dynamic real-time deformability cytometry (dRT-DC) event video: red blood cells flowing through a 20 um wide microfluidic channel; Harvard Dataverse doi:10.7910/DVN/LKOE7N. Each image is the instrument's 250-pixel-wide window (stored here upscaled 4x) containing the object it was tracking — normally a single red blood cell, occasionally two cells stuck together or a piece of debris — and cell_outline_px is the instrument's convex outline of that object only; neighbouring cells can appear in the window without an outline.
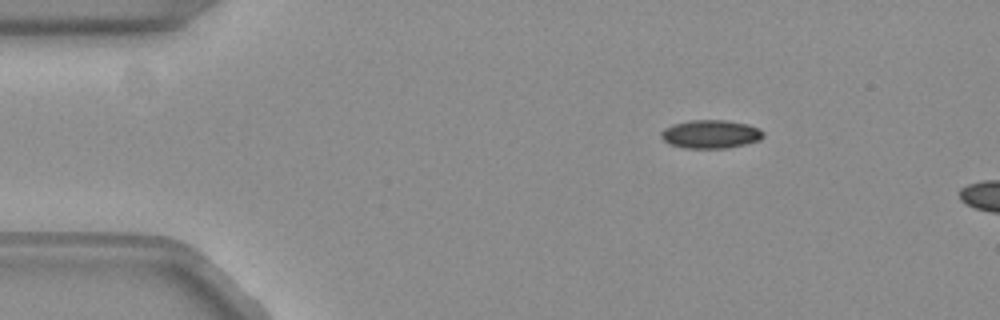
{"species": "common noctule bat (a hibernating species)", "species_latin": "Nyctalus noctula", "temperature_condition": "warm", "stored_images_in_passage": 5, "camera_frame_rate_fps": 3000, "um_per_image_px": 0.085, "animal": {"sex": "female", "body_mass_g": 19.3, "forearm_length_mm": 54.1}, "frame": {"image": 1, "passage_image": 1, "time_ms": 0.0, "image_size_px": [1000, 320], "cell_outline_px": [[764, 136], [756, 140], [740, 144], [720, 148], [688, 148], [672, 144], [664, 140], [660, 136], [660, 132], [664, 128], [672, 124], [692, 120], [728, 120], [748, 124], [760, 128], [764, 132]], "centroid_in_image_um": [60.38, 11.37], "position_along_channel_um": 24.6, "area_um2": 16.59}}